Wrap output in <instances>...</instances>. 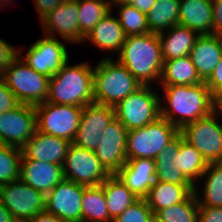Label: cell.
<instances>
[{
	"instance_id": "obj_1",
	"label": "cell",
	"mask_w": 222,
	"mask_h": 222,
	"mask_svg": "<svg viewBox=\"0 0 222 222\" xmlns=\"http://www.w3.org/2000/svg\"><path fill=\"white\" fill-rule=\"evenodd\" d=\"M162 89L166 103L160 101V117L179 130L214 111V99L204 81L196 85L162 86Z\"/></svg>"
},
{
	"instance_id": "obj_2",
	"label": "cell",
	"mask_w": 222,
	"mask_h": 222,
	"mask_svg": "<svg viewBox=\"0 0 222 222\" xmlns=\"http://www.w3.org/2000/svg\"><path fill=\"white\" fill-rule=\"evenodd\" d=\"M117 60L142 84L160 83L164 60L158 34L126 36Z\"/></svg>"
},
{
	"instance_id": "obj_3",
	"label": "cell",
	"mask_w": 222,
	"mask_h": 222,
	"mask_svg": "<svg viewBox=\"0 0 222 222\" xmlns=\"http://www.w3.org/2000/svg\"><path fill=\"white\" fill-rule=\"evenodd\" d=\"M94 66L82 62L69 65V60L49 80L46 102L84 107L94 103Z\"/></svg>"
},
{
	"instance_id": "obj_4",
	"label": "cell",
	"mask_w": 222,
	"mask_h": 222,
	"mask_svg": "<svg viewBox=\"0 0 222 222\" xmlns=\"http://www.w3.org/2000/svg\"><path fill=\"white\" fill-rule=\"evenodd\" d=\"M94 102L115 106L143 85L113 57L107 56L94 66Z\"/></svg>"
},
{
	"instance_id": "obj_5",
	"label": "cell",
	"mask_w": 222,
	"mask_h": 222,
	"mask_svg": "<svg viewBox=\"0 0 222 222\" xmlns=\"http://www.w3.org/2000/svg\"><path fill=\"white\" fill-rule=\"evenodd\" d=\"M2 77L21 104L36 106L46 102L50 77L32 69L19 55Z\"/></svg>"
},
{
	"instance_id": "obj_6",
	"label": "cell",
	"mask_w": 222,
	"mask_h": 222,
	"mask_svg": "<svg viewBox=\"0 0 222 222\" xmlns=\"http://www.w3.org/2000/svg\"><path fill=\"white\" fill-rule=\"evenodd\" d=\"M178 134L179 129L162 117L144 127L128 131L127 160L155 159Z\"/></svg>"
},
{
	"instance_id": "obj_7",
	"label": "cell",
	"mask_w": 222,
	"mask_h": 222,
	"mask_svg": "<svg viewBox=\"0 0 222 222\" xmlns=\"http://www.w3.org/2000/svg\"><path fill=\"white\" fill-rule=\"evenodd\" d=\"M152 85H143L114 106L115 117L127 131L144 127L160 117V96Z\"/></svg>"
},
{
	"instance_id": "obj_8",
	"label": "cell",
	"mask_w": 222,
	"mask_h": 222,
	"mask_svg": "<svg viewBox=\"0 0 222 222\" xmlns=\"http://www.w3.org/2000/svg\"><path fill=\"white\" fill-rule=\"evenodd\" d=\"M219 114L209 115L183 126L179 133L198 150L207 163H222V123Z\"/></svg>"
},
{
	"instance_id": "obj_9",
	"label": "cell",
	"mask_w": 222,
	"mask_h": 222,
	"mask_svg": "<svg viewBox=\"0 0 222 222\" xmlns=\"http://www.w3.org/2000/svg\"><path fill=\"white\" fill-rule=\"evenodd\" d=\"M34 107L38 131L72 143L80 124L83 107L50 102Z\"/></svg>"
},
{
	"instance_id": "obj_10",
	"label": "cell",
	"mask_w": 222,
	"mask_h": 222,
	"mask_svg": "<svg viewBox=\"0 0 222 222\" xmlns=\"http://www.w3.org/2000/svg\"><path fill=\"white\" fill-rule=\"evenodd\" d=\"M62 168L65 179L85 186L101 185L110 176L101 165L95 152L72 143Z\"/></svg>"
},
{
	"instance_id": "obj_11",
	"label": "cell",
	"mask_w": 222,
	"mask_h": 222,
	"mask_svg": "<svg viewBox=\"0 0 222 222\" xmlns=\"http://www.w3.org/2000/svg\"><path fill=\"white\" fill-rule=\"evenodd\" d=\"M0 201L14 219L30 220L46 211V195L20 179L0 186Z\"/></svg>"
},
{
	"instance_id": "obj_12",
	"label": "cell",
	"mask_w": 222,
	"mask_h": 222,
	"mask_svg": "<svg viewBox=\"0 0 222 222\" xmlns=\"http://www.w3.org/2000/svg\"><path fill=\"white\" fill-rule=\"evenodd\" d=\"M66 48L58 38L44 35L30 46L25 55L22 49L18 50V55L32 69L51 78L69 60Z\"/></svg>"
},
{
	"instance_id": "obj_13",
	"label": "cell",
	"mask_w": 222,
	"mask_h": 222,
	"mask_svg": "<svg viewBox=\"0 0 222 222\" xmlns=\"http://www.w3.org/2000/svg\"><path fill=\"white\" fill-rule=\"evenodd\" d=\"M37 130V114L33 105L20 104L0 114V142L21 148Z\"/></svg>"
},
{
	"instance_id": "obj_14",
	"label": "cell",
	"mask_w": 222,
	"mask_h": 222,
	"mask_svg": "<svg viewBox=\"0 0 222 222\" xmlns=\"http://www.w3.org/2000/svg\"><path fill=\"white\" fill-rule=\"evenodd\" d=\"M127 134L125 125L116 117L99 137L95 155L110 174H117L127 161Z\"/></svg>"
},
{
	"instance_id": "obj_15",
	"label": "cell",
	"mask_w": 222,
	"mask_h": 222,
	"mask_svg": "<svg viewBox=\"0 0 222 222\" xmlns=\"http://www.w3.org/2000/svg\"><path fill=\"white\" fill-rule=\"evenodd\" d=\"M84 187L63 178L46 195V211L67 222H82Z\"/></svg>"
},
{
	"instance_id": "obj_16",
	"label": "cell",
	"mask_w": 222,
	"mask_h": 222,
	"mask_svg": "<svg viewBox=\"0 0 222 222\" xmlns=\"http://www.w3.org/2000/svg\"><path fill=\"white\" fill-rule=\"evenodd\" d=\"M114 118L113 106L95 102L87 104L83 107L80 124L72 144L94 152L99 143V137Z\"/></svg>"
},
{
	"instance_id": "obj_17",
	"label": "cell",
	"mask_w": 222,
	"mask_h": 222,
	"mask_svg": "<svg viewBox=\"0 0 222 222\" xmlns=\"http://www.w3.org/2000/svg\"><path fill=\"white\" fill-rule=\"evenodd\" d=\"M78 0H65L50 11L40 22L45 35L61 36L66 42L82 43L85 36L78 23Z\"/></svg>"
},
{
	"instance_id": "obj_18",
	"label": "cell",
	"mask_w": 222,
	"mask_h": 222,
	"mask_svg": "<svg viewBox=\"0 0 222 222\" xmlns=\"http://www.w3.org/2000/svg\"><path fill=\"white\" fill-rule=\"evenodd\" d=\"M71 142L36 130L22 147V160L63 165Z\"/></svg>"
},
{
	"instance_id": "obj_19",
	"label": "cell",
	"mask_w": 222,
	"mask_h": 222,
	"mask_svg": "<svg viewBox=\"0 0 222 222\" xmlns=\"http://www.w3.org/2000/svg\"><path fill=\"white\" fill-rule=\"evenodd\" d=\"M117 175L138 198H145L156 181L155 160L151 158L127 160Z\"/></svg>"
},
{
	"instance_id": "obj_20",
	"label": "cell",
	"mask_w": 222,
	"mask_h": 222,
	"mask_svg": "<svg viewBox=\"0 0 222 222\" xmlns=\"http://www.w3.org/2000/svg\"><path fill=\"white\" fill-rule=\"evenodd\" d=\"M63 178L62 165L33 160H21L19 179L45 195Z\"/></svg>"
},
{
	"instance_id": "obj_21",
	"label": "cell",
	"mask_w": 222,
	"mask_h": 222,
	"mask_svg": "<svg viewBox=\"0 0 222 222\" xmlns=\"http://www.w3.org/2000/svg\"><path fill=\"white\" fill-rule=\"evenodd\" d=\"M189 56L198 76L205 82L222 58V46L218 35H199Z\"/></svg>"
},
{
	"instance_id": "obj_22",
	"label": "cell",
	"mask_w": 222,
	"mask_h": 222,
	"mask_svg": "<svg viewBox=\"0 0 222 222\" xmlns=\"http://www.w3.org/2000/svg\"><path fill=\"white\" fill-rule=\"evenodd\" d=\"M112 10L85 36L83 43L89 41L100 50L119 52L122 50L126 35L118 17Z\"/></svg>"
},
{
	"instance_id": "obj_23",
	"label": "cell",
	"mask_w": 222,
	"mask_h": 222,
	"mask_svg": "<svg viewBox=\"0 0 222 222\" xmlns=\"http://www.w3.org/2000/svg\"><path fill=\"white\" fill-rule=\"evenodd\" d=\"M178 24L199 35L213 34L212 1L180 0Z\"/></svg>"
},
{
	"instance_id": "obj_24",
	"label": "cell",
	"mask_w": 222,
	"mask_h": 222,
	"mask_svg": "<svg viewBox=\"0 0 222 222\" xmlns=\"http://www.w3.org/2000/svg\"><path fill=\"white\" fill-rule=\"evenodd\" d=\"M166 32L158 34L163 60L189 56L199 34L179 24L169 28Z\"/></svg>"
},
{
	"instance_id": "obj_25",
	"label": "cell",
	"mask_w": 222,
	"mask_h": 222,
	"mask_svg": "<svg viewBox=\"0 0 222 222\" xmlns=\"http://www.w3.org/2000/svg\"><path fill=\"white\" fill-rule=\"evenodd\" d=\"M183 136L179 133L155 157L156 180L178 185H192L179 168L178 152Z\"/></svg>"
},
{
	"instance_id": "obj_26",
	"label": "cell",
	"mask_w": 222,
	"mask_h": 222,
	"mask_svg": "<svg viewBox=\"0 0 222 222\" xmlns=\"http://www.w3.org/2000/svg\"><path fill=\"white\" fill-rule=\"evenodd\" d=\"M194 191L193 185H178L156 180L145 199L155 215L161 209L185 201Z\"/></svg>"
},
{
	"instance_id": "obj_27",
	"label": "cell",
	"mask_w": 222,
	"mask_h": 222,
	"mask_svg": "<svg viewBox=\"0 0 222 222\" xmlns=\"http://www.w3.org/2000/svg\"><path fill=\"white\" fill-rule=\"evenodd\" d=\"M111 219L122 214L139 198L131 192L117 174L110 175L102 184Z\"/></svg>"
},
{
	"instance_id": "obj_28",
	"label": "cell",
	"mask_w": 222,
	"mask_h": 222,
	"mask_svg": "<svg viewBox=\"0 0 222 222\" xmlns=\"http://www.w3.org/2000/svg\"><path fill=\"white\" fill-rule=\"evenodd\" d=\"M203 81L198 76L190 56L164 61L161 86L169 85H196Z\"/></svg>"
},
{
	"instance_id": "obj_29",
	"label": "cell",
	"mask_w": 222,
	"mask_h": 222,
	"mask_svg": "<svg viewBox=\"0 0 222 222\" xmlns=\"http://www.w3.org/2000/svg\"><path fill=\"white\" fill-rule=\"evenodd\" d=\"M180 0H156L154 6L146 13L150 33L160 34L179 21Z\"/></svg>"
},
{
	"instance_id": "obj_30",
	"label": "cell",
	"mask_w": 222,
	"mask_h": 222,
	"mask_svg": "<svg viewBox=\"0 0 222 222\" xmlns=\"http://www.w3.org/2000/svg\"><path fill=\"white\" fill-rule=\"evenodd\" d=\"M204 177L206 179L203 182V193L197 192L198 187H195L194 191L199 206L222 207V163H208L200 179L204 181Z\"/></svg>"
},
{
	"instance_id": "obj_31",
	"label": "cell",
	"mask_w": 222,
	"mask_h": 222,
	"mask_svg": "<svg viewBox=\"0 0 222 222\" xmlns=\"http://www.w3.org/2000/svg\"><path fill=\"white\" fill-rule=\"evenodd\" d=\"M103 187L85 186L82 198V222H112Z\"/></svg>"
},
{
	"instance_id": "obj_32",
	"label": "cell",
	"mask_w": 222,
	"mask_h": 222,
	"mask_svg": "<svg viewBox=\"0 0 222 222\" xmlns=\"http://www.w3.org/2000/svg\"><path fill=\"white\" fill-rule=\"evenodd\" d=\"M179 168L182 170L184 177L196 187V181H200L202 174L206 170L207 161L201 153L184 139L180 142L178 152Z\"/></svg>"
},
{
	"instance_id": "obj_33",
	"label": "cell",
	"mask_w": 222,
	"mask_h": 222,
	"mask_svg": "<svg viewBox=\"0 0 222 222\" xmlns=\"http://www.w3.org/2000/svg\"><path fill=\"white\" fill-rule=\"evenodd\" d=\"M80 32L86 36L112 9L109 0H78Z\"/></svg>"
},
{
	"instance_id": "obj_34",
	"label": "cell",
	"mask_w": 222,
	"mask_h": 222,
	"mask_svg": "<svg viewBox=\"0 0 222 222\" xmlns=\"http://www.w3.org/2000/svg\"><path fill=\"white\" fill-rule=\"evenodd\" d=\"M199 203L193 192L185 201L159 210L154 219L157 222H198Z\"/></svg>"
},
{
	"instance_id": "obj_35",
	"label": "cell",
	"mask_w": 222,
	"mask_h": 222,
	"mask_svg": "<svg viewBox=\"0 0 222 222\" xmlns=\"http://www.w3.org/2000/svg\"><path fill=\"white\" fill-rule=\"evenodd\" d=\"M21 160V148L0 145V186L19 180Z\"/></svg>"
},
{
	"instance_id": "obj_36",
	"label": "cell",
	"mask_w": 222,
	"mask_h": 222,
	"mask_svg": "<svg viewBox=\"0 0 222 222\" xmlns=\"http://www.w3.org/2000/svg\"><path fill=\"white\" fill-rule=\"evenodd\" d=\"M111 9L119 10L118 20L126 36L150 33L146 14L131 5H110Z\"/></svg>"
},
{
	"instance_id": "obj_37",
	"label": "cell",
	"mask_w": 222,
	"mask_h": 222,
	"mask_svg": "<svg viewBox=\"0 0 222 222\" xmlns=\"http://www.w3.org/2000/svg\"><path fill=\"white\" fill-rule=\"evenodd\" d=\"M112 222H154V213L145 198H139Z\"/></svg>"
},
{
	"instance_id": "obj_38",
	"label": "cell",
	"mask_w": 222,
	"mask_h": 222,
	"mask_svg": "<svg viewBox=\"0 0 222 222\" xmlns=\"http://www.w3.org/2000/svg\"><path fill=\"white\" fill-rule=\"evenodd\" d=\"M21 103L0 76V114L17 108Z\"/></svg>"
},
{
	"instance_id": "obj_39",
	"label": "cell",
	"mask_w": 222,
	"mask_h": 222,
	"mask_svg": "<svg viewBox=\"0 0 222 222\" xmlns=\"http://www.w3.org/2000/svg\"><path fill=\"white\" fill-rule=\"evenodd\" d=\"M18 50V47H13L0 38V76L4 74L11 62L18 56Z\"/></svg>"
},
{
	"instance_id": "obj_40",
	"label": "cell",
	"mask_w": 222,
	"mask_h": 222,
	"mask_svg": "<svg viewBox=\"0 0 222 222\" xmlns=\"http://www.w3.org/2000/svg\"><path fill=\"white\" fill-rule=\"evenodd\" d=\"M205 84L210 90L212 98L215 100L222 94V58L215 67L211 76L205 81Z\"/></svg>"
},
{
	"instance_id": "obj_41",
	"label": "cell",
	"mask_w": 222,
	"mask_h": 222,
	"mask_svg": "<svg viewBox=\"0 0 222 222\" xmlns=\"http://www.w3.org/2000/svg\"><path fill=\"white\" fill-rule=\"evenodd\" d=\"M198 222H222V207L199 206Z\"/></svg>"
},
{
	"instance_id": "obj_42",
	"label": "cell",
	"mask_w": 222,
	"mask_h": 222,
	"mask_svg": "<svg viewBox=\"0 0 222 222\" xmlns=\"http://www.w3.org/2000/svg\"><path fill=\"white\" fill-rule=\"evenodd\" d=\"M65 0H34L35 10L38 12L40 21L56 6Z\"/></svg>"
},
{
	"instance_id": "obj_43",
	"label": "cell",
	"mask_w": 222,
	"mask_h": 222,
	"mask_svg": "<svg viewBox=\"0 0 222 222\" xmlns=\"http://www.w3.org/2000/svg\"><path fill=\"white\" fill-rule=\"evenodd\" d=\"M213 11V34H222V0H211Z\"/></svg>"
},
{
	"instance_id": "obj_44",
	"label": "cell",
	"mask_w": 222,
	"mask_h": 222,
	"mask_svg": "<svg viewBox=\"0 0 222 222\" xmlns=\"http://www.w3.org/2000/svg\"><path fill=\"white\" fill-rule=\"evenodd\" d=\"M29 221L30 222H67V221H64L63 219L57 217L56 215L47 212V211L39 212Z\"/></svg>"
},
{
	"instance_id": "obj_45",
	"label": "cell",
	"mask_w": 222,
	"mask_h": 222,
	"mask_svg": "<svg viewBox=\"0 0 222 222\" xmlns=\"http://www.w3.org/2000/svg\"><path fill=\"white\" fill-rule=\"evenodd\" d=\"M155 2L156 0H132L129 5L146 14L154 6Z\"/></svg>"
},
{
	"instance_id": "obj_46",
	"label": "cell",
	"mask_w": 222,
	"mask_h": 222,
	"mask_svg": "<svg viewBox=\"0 0 222 222\" xmlns=\"http://www.w3.org/2000/svg\"><path fill=\"white\" fill-rule=\"evenodd\" d=\"M14 217L0 201V222H13Z\"/></svg>"
},
{
	"instance_id": "obj_47",
	"label": "cell",
	"mask_w": 222,
	"mask_h": 222,
	"mask_svg": "<svg viewBox=\"0 0 222 222\" xmlns=\"http://www.w3.org/2000/svg\"><path fill=\"white\" fill-rule=\"evenodd\" d=\"M214 111L217 114L222 115V94H220L215 100H214Z\"/></svg>"
},
{
	"instance_id": "obj_48",
	"label": "cell",
	"mask_w": 222,
	"mask_h": 222,
	"mask_svg": "<svg viewBox=\"0 0 222 222\" xmlns=\"http://www.w3.org/2000/svg\"><path fill=\"white\" fill-rule=\"evenodd\" d=\"M132 0H109L110 5H128Z\"/></svg>"
},
{
	"instance_id": "obj_49",
	"label": "cell",
	"mask_w": 222,
	"mask_h": 222,
	"mask_svg": "<svg viewBox=\"0 0 222 222\" xmlns=\"http://www.w3.org/2000/svg\"><path fill=\"white\" fill-rule=\"evenodd\" d=\"M9 2H10L9 0H0V7L2 8L4 3H5L4 4V7H5V5H8Z\"/></svg>"
},
{
	"instance_id": "obj_50",
	"label": "cell",
	"mask_w": 222,
	"mask_h": 222,
	"mask_svg": "<svg viewBox=\"0 0 222 222\" xmlns=\"http://www.w3.org/2000/svg\"><path fill=\"white\" fill-rule=\"evenodd\" d=\"M13 222H30L29 220L14 219Z\"/></svg>"
},
{
	"instance_id": "obj_51",
	"label": "cell",
	"mask_w": 222,
	"mask_h": 222,
	"mask_svg": "<svg viewBox=\"0 0 222 222\" xmlns=\"http://www.w3.org/2000/svg\"><path fill=\"white\" fill-rule=\"evenodd\" d=\"M218 37H219V40H220L221 46H222V34H221V35H218Z\"/></svg>"
}]
</instances>
